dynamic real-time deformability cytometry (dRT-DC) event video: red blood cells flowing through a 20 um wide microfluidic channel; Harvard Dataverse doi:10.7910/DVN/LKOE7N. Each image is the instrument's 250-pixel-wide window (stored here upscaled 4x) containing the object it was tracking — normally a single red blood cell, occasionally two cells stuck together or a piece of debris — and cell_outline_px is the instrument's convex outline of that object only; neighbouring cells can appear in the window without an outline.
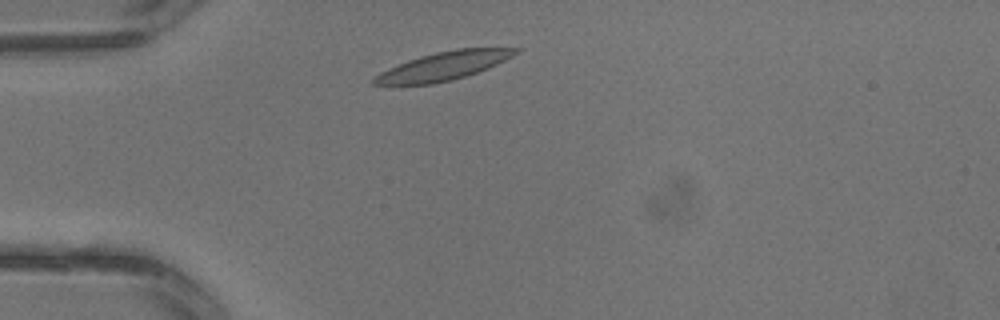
{"species": "common noctule bat (a hibernating species)", "species_latin": "Nyctalus noctula", "temperature_condition": "warm", "stored_images_in_passage": 1, "camera_frame_rate_fps": 3000, "um_per_image_px": 0.085, "animal": {"sex": "male", "body_mass_g": 13.3}, "frame": {"image": 1, "passage_image": 1, "time_ms": 0.0, "image_size_px": [1000, 320], "cell_outline_px": [[524, 48], [520, 52], [488, 68], [464, 76], [432, 84], [372, 84], [372, 80], [380, 72], [388, 68], [408, 60], [420, 56], [436, 52], [456, 48]], "centroid_in_image_um": [37.72, 5.59], "position_along_channel_um": 47.3, "area_um2": 22.95}}